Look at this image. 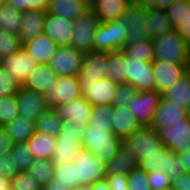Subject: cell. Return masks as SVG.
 <instances>
[{
    "instance_id": "1",
    "label": "cell",
    "mask_w": 190,
    "mask_h": 190,
    "mask_svg": "<svg viewBox=\"0 0 190 190\" xmlns=\"http://www.w3.org/2000/svg\"><path fill=\"white\" fill-rule=\"evenodd\" d=\"M82 148L88 149L103 163L111 161L119 148L122 139L112 132L108 126H89L82 130Z\"/></svg>"
},
{
    "instance_id": "2",
    "label": "cell",
    "mask_w": 190,
    "mask_h": 190,
    "mask_svg": "<svg viewBox=\"0 0 190 190\" xmlns=\"http://www.w3.org/2000/svg\"><path fill=\"white\" fill-rule=\"evenodd\" d=\"M154 60L174 63H189L185 40L176 29L154 37Z\"/></svg>"
},
{
    "instance_id": "3",
    "label": "cell",
    "mask_w": 190,
    "mask_h": 190,
    "mask_svg": "<svg viewBox=\"0 0 190 190\" xmlns=\"http://www.w3.org/2000/svg\"><path fill=\"white\" fill-rule=\"evenodd\" d=\"M127 28L118 20L100 22L93 41V52H118L126 45Z\"/></svg>"
},
{
    "instance_id": "4",
    "label": "cell",
    "mask_w": 190,
    "mask_h": 190,
    "mask_svg": "<svg viewBox=\"0 0 190 190\" xmlns=\"http://www.w3.org/2000/svg\"><path fill=\"white\" fill-rule=\"evenodd\" d=\"M82 130L63 121L61 133L56 137L55 150L51 161L54 165L73 162L74 156L82 149Z\"/></svg>"
},
{
    "instance_id": "5",
    "label": "cell",
    "mask_w": 190,
    "mask_h": 190,
    "mask_svg": "<svg viewBox=\"0 0 190 190\" xmlns=\"http://www.w3.org/2000/svg\"><path fill=\"white\" fill-rule=\"evenodd\" d=\"M138 168L145 172H164L168 174L171 181L185 173L178 155L164 145L157 149V152L146 155L145 158L138 163Z\"/></svg>"
},
{
    "instance_id": "6",
    "label": "cell",
    "mask_w": 190,
    "mask_h": 190,
    "mask_svg": "<svg viewBox=\"0 0 190 190\" xmlns=\"http://www.w3.org/2000/svg\"><path fill=\"white\" fill-rule=\"evenodd\" d=\"M122 144L139 163L146 155L157 152L163 144L158 131L153 126H142L122 140Z\"/></svg>"
},
{
    "instance_id": "7",
    "label": "cell",
    "mask_w": 190,
    "mask_h": 190,
    "mask_svg": "<svg viewBox=\"0 0 190 190\" xmlns=\"http://www.w3.org/2000/svg\"><path fill=\"white\" fill-rule=\"evenodd\" d=\"M146 10L141 8L134 0L126 7L118 21L127 28L126 44L141 42L144 39L153 40L154 36L146 24Z\"/></svg>"
},
{
    "instance_id": "8",
    "label": "cell",
    "mask_w": 190,
    "mask_h": 190,
    "mask_svg": "<svg viewBox=\"0 0 190 190\" xmlns=\"http://www.w3.org/2000/svg\"><path fill=\"white\" fill-rule=\"evenodd\" d=\"M71 46L86 54L93 52L94 34L100 25L96 13L89 8L74 21Z\"/></svg>"
},
{
    "instance_id": "9",
    "label": "cell",
    "mask_w": 190,
    "mask_h": 190,
    "mask_svg": "<svg viewBox=\"0 0 190 190\" xmlns=\"http://www.w3.org/2000/svg\"><path fill=\"white\" fill-rule=\"evenodd\" d=\"M74 166H77V187L92 185L106 178L105 163L98 160L88 149L82 148L74 156Z\"/></svg>"
},
{
    "instance_id": "10",
    "label": "cell",
    "mask_w": 190,
    "mask_h": 190,
    "mask_svg": "<svg viewBox=\"0 0 190 190\" xmlns=\"http://www.w3.org/2000/svg\"><path fill=\"white\" fill-rule=\"evenodd\" d=\"M49 107L69 103L82 96L79 76L58 77L49 92L42 93Z\"/></svg>"
},
{
    "instance_id": "11",
    "label": "cell",
    "mask_w": 190,
    "mask_h": 190,
    "mask_svg": "<svg viewBox=\"0 0 190 190\" xmlns=\"http://www.w3.org/2000/svg\"><path fill=\"white\" fill-rule=\"evenodd\" d=\"M126 83L136 88L137 92L155 90V78L152 62L140 61L125 55Z\"/></svg>"
},
{
    "instance_id": "12",
    "label": "cell",
    "mask_w": 190,
    "mask_h": 190,
    "mask_svg": "<svg viewBox=\"0 0 190 190\" xmlns=\"http://www.w3.org/2000/svg\"><path fill=\"white\" fill-rule=\"evenodd\" d=\"M83 56L84 53L71 45L58 46L48 64L57 77L78 76Z\"/></svg>"
},
{
    "instance_id": "13",
    "label": "cell",
    "mask_w": 190,
    "mask_h": 190,
    "mask_svg": "<svg viewBox=\"0 0 190 190\" xmlns=\"http://www.w3.org/2000/svg\"><path fill=\"white\" fill-rule=\"evenodd\" d=\"M155 90L163 94L171 89L190 70V63H174L161 60L152 62Z\"/></svg>"
},
{
    "instance_id": "14",
    "label": "cell",
    "mask_w": 190,
    "mask_h": 190,
    "mask_svg": "<svg viewBox=\"0 0 190 190\" xmlns=\"http://www.w3.org/2000/svg\"><path fill=\"white\" fill-rule=\"evenodd\" d=\"M162 99L157 90L137 92L131 103L130 111L135 115L137 122L142 126H152L156 109Z\"/></svg>"
},
{
    "instance_id": "15",
    "label": "cell",
    "mask_w": 190,
    "mask_h": 190,
    "mask_svg": "<svg viewBox=\"0 0 190 190\" xmlns=\"http://www.w3.org/2000/svg\"><path fill=\"white\" fill-rule=\"evenodd\" d=\"M19 116L35 122L50 107L41 92L20 86L16 93Z\"/></svg>"
},
{
    "instance_id": "16",
    "label": "cell",
    "mask_w": 190,
    "mask_h": 190,
    "mask_svg": "<svg viewBox=\"0 0 190 190\" xmlns=\"http://www.w3.org/2000/svg\"><path fill=\"white\" fill-rule=\"evenodd\" d=\"M162 144L170 148L175 154L190 152V118L183 120L173 127L157 129Z\"/></svg>"
},
{
    "instance_id": "17",
    "label": "cell",
    "mask_w": 190,
    "mask_h": 190,
    "mask_svg": "<svg viewBox=\"0 0 190 190\" xmlns=\"http://www.w3.org/2000/svg\"><path fill=\"white\" fill-rule=\"evenodd\" d=\"M54 108L63 121L68 120L70 125H75L80 130H84L89 124L93 111V105L83 96Z\"/></svg>"
},
{
    "instance_id": "18",
    "label": "cell",
    "mask_w": 190,
    "mask_h": 190,
    "mask_svg": "<svg viewBox=\"0 0 190 190\" xmlns=\"http://www.w3.org/2000/svg\"><path fill=\"white\" fill-rule=\"evenodd\" d=\"M82 96L91 105H112L118 84L108 78L80 81Z\"/></svg>"
},
{
    "instance_id": "19",
    "label": "cell",
    "mask_w": 190,
    "mask_h": 190,
    "mask_svg": "<svg viewBox=\"0 0 190 190\" xmlns=\"http://www.w3.org/2000/svg\"><path fill=\"white\" fill-rule=\"evenodd\" d=\"M38 63L23 48L14 54L4 57L1 66L13 76L19 86H24L26 80Z\"/></svg>"
},
{
    "instance_id": "20",
    "label": "cell",
    "mask_w": 190,
    "mask_h": 190,
    "mask_svg": "<svg viewBox=\"0 0 190 190\" xmlns=\"http://www.w3.org/2000/svg\"><path fill=\"white\" fill-rule=\"evenodd\" d=\"M188 118L187 108L162 96L156 109L152 126L157 130L161 127H173Z\"/></svg>"
},
{
    "instance_id": "21",
    "label": "cell",
    "mask_w": 190,
    "mask_h": 190,
    "mask_svg": "<svg viewBox=\"0 0 190 190\" xmlns=\"http://www.w3.org/2000/svg\"><path fill=\"white\" fill-rule=\"evenodd\" d=\"M74 23L72 20L48 13L45 17L44 33L58 46L71 45Z\"/></svg>"
},
{
    "instance_id": "22",
    "label": "cell",
    "mask_w": 190,
    "mask_h": 190,
    "mask_svg": "<svg viewBox=\"0 0 190 190\" xmlns=\"http://www.w3.org/2000/svg\"><path fill=\"white\" fill-rule=\"evenodd\" d=\"M107 65L108 52H91L84 54L78 75L80 81H98L102 78H108Z\"/></svg>"
},
{
    "instance_id": "23",
    "label": "cell",
    "mask_w": 190,
    "mask_h": 190,
    "mask_svg": "<svg viewBox=\"0 0 190 190\" xmlns=\"http://www.w3.org/2000/svg\"><path fill=\"white\" fill-rule=\"evenodd\" d=\"M47 10L34 9L23 12L18 37L22 45L44 33Z\"/></svg>"
},
{
    "instance_id": "24",
    "label": "cell",
    "mask_w": 190,
    "mask_h": 190,
    "mask_svg": "<svg viewBox=\"0 0 190 190\" xmlns=\"http://www.w3.org/2000/svg\"><path fill=\"white\" fill-rule=\"evenodd\" d=\"M166 12L173 29L184 39L190 37V0H175Z\"/></svg>"
},
{
    "instance_id": "25",
    "label": "cell",
    "mask_w": 190,
    "mask_h": 190,
    "mask_svg": "<svg viewBox=\"0 0 190 190\" xmlns=\"http://www.w3.org/2000/svg\"><path fill=\"white\" fill-rule=\"evenodd\" d=\"M112 116V132L122 140L141 127L129 106H113Z\"/></svg>"
},
{
    "instance_id": "26",
    "label": "cell",
    "mask_w": 190,
    "mask_h": 190,
    "mask_svg": "<svg viewBox=\"0 0 190 190\" xmlns=\"http://www.w3.org/2000/svg\"><path fill=\"white\" fill-rule=\"evenodd\" d=\"M57 47L58 45L45 33L23 44V49L31 54L38 64H48Z\"/></svg>"
},
{
    "instance_id": "27",
    "label": "cell",
    "mask_w": 190,
    "mask_h": 190,
    "mask_svg": "<svg viewBox=\"0 0 190 190\" xmlns=\"http://www.w3.org/2000/svg\"><path fill=\"white\" fill-rule=\"evenodd\" d=\"M132 0H96L89 8L97 15L100 22L120 19Z\"/></svg>"
},
{
    "instance_id": "28",
    "label": "cell",
    "mask_w": 190,
    "mask_h": 190,
    "mask_svg": "<svg viewBox=\"0 0 190 190\" xmlns=\"http://www.w3.org/2000/svg\"><path fill=\"white\" fill-rule=\"evenodd\" d=\"M88 9L85 0H50L47 12L74 21Z\"/></svg>"
},
{
    "instance_id": "29",
    "label": "cell",
    "mask_w": 190,
    "mask_h": 190,
    "mask_svg": "<svg viewBox=\"0 0 190 190\" xmlns=\"http://www.w3.org/2000/svg\"><path fill=\"white\" fill-rule=\"evenodd\" d=\"M57 78L55 71L49 64H38L29 75L24 87L33 89L36 92H49V88Z\"/></svg>"
},
{
    "instance_id": "30",
    "label": "cell",
    "mask_w": 190,
    "mask_h": 190,
    "mask_svg": "<svg viewBox=\"0 0 190 190\" xmlns=\"http://www.w3.org/2000/svg\"><path fill=\"white\" fill-rule=\"evenodd\" d=\"M106 176L129 175L130 172L138 168V163L132 153L122 145L114 158L105 164Z\"/></svg>"
},
{
    "instance_id": "31",
    "label": "cell",
    "mask_w": 190,
    "mask_h": 190,
    "mask_svg": "<svg viewBox=\"0 0 190 190\" xmlns=\"http://www.w3.org/2000/svg\"><path fill=\"white\" fill-rule=\"evenodd\" d=\"M55 143V136L35 132L27 141V146L34 159H51Z\"/></svg>"
},
{
    "instance_id": "32",
    "label": "cell",
    "mask_w": 190,
    "mask_h": 190,
    "mask_svg": "<svg viewBox=\"0 0 190 190\" xmlns=\"http://www.w3.org/2000/svg\"><path fill=\"white\" fill-rule=\"evenodd\" d=\"M62 126L63 120L55 108L50 107L35 121V132L57 137Z\"/></svg>"
},
{
    "instance_id": "33",
    "label": "cell",
    "mask_w": 190,
    "mask_h": 190,
    "mask_svg": "<svg viewBox=\"0 0 190 190\" xmlns=\"http://www.w3.org/2000/svg\"><path fill=\"white\" fill-rule=\"evenodd\" d=\"M5 127L14 143H27L35 133V122L21 116L15 118Z\"/></svg>"
},
{
    "instance_id": "34",
    "label": "cell",
    "mask_w": 190,
    "mask_h": 190,
    "mask_svg": "<svg viewBox=\"0 0 190 190\" xmlns=\"http://www.w3.org/2000/svg\"><path fill=\"white\" fill-rule=\"evenodd\" d=\"M146 14V24L154 37L163 35L173 29L166 10L154 8L146 10Z\"/></svg>"
},
{
    "instance_id": "35",
    "label": "cell",
    "mask_w": 190,
    "mask_h": 190,
    "mask_svg": "<svg viewBox=\"0 0 190 190\" xmlns=\"http://www.w3.org/2000/svg\"><path fill=\"white\" fill-rule=\"evenodd\" d=\"M162 96L188 108L190 102V70L171 89Z\"/></svg>"
},
{
    "instance_id": "36",
    "label": "cell",
    "mask_w": 190,
    "mask_h": 190,
    "mask_svg": "<svg viewBox=\"0 0 190 190\" xmlns=\"http://www.w3.org/2000/svg\"><path fill=\"white\" fill-rule=\"evenodd\" d=\"M22 16L23 12L13 8L12 6L3 4L0 7V29L11 35L18 36Z\"/></svg>"
},
{
    "instance_id": "37",
    "label": "cell",
    "mask_w": 190,
    "mask_h": 190,
    "mask_svg": "<svg viewBox=\"0 0 190 190\" xmlns=\"http://www.w3.org/2000/svg\"><path fill=\"white\" fill-rule=\"evenodd\" d=\"M108 79L117 84L126 83L125 53L123 51L108 53Z\"/></svg>"
},
{
    "instance_id": "38",
    "label": "cell",
    "mask_w": 190,
    "mask_h": 190,
    "mask_svg": "<svg viewBox=\"0 0 190 190\" xmlns=\"http://www.w3.org/2000/svg\"><path fill=\"white\" fill-rule=\"evenodd\" d=\"M48 183H61L70 190L77 188V166L73 162L54 165V177Z\"/></svg>"
},
{
    "instance_id": "39",
    "label": "cell",
    "mask_w": 190,
    "mask_h": 190,
    "mask_svg": "<svg viewBox=\"0 0 190 190\" xmlns=\"http://www.w3.org/2000/svg\"><path fill=\"white\" fill-rule=\"evenodd\" d=\"M28 172L43 188L54 177V164L51 159H34Z\"/></svg>"
},
{
    "instance_id": "40",
    "label": "cell",
    "mask_w": 190,
    "mask_h": 190,
    "mask_svg": "<svg viewBox=\"0 0 190 190\" xmlns=\"http://www.w3.org/2000/svg\"><path fill=\"white\" fill-rule=\"evenodd\" d=\"M126 57H133L140 59V61L153 62L154 61V47L153 41L144 39L141 42L126 44L122 50Z\"/></svg>"
},
{
    "instance_id": "41",
    "label": "cell",
    "mask_w": 190,
    "mask_h": 190,
    "mask_svg": "<svg viewBox=\"0 0 190 190\" xmlns=\"http://www.w3.org/2000/svg\"><path fill=\"white\" fill-rule=\"evenodd\" d=\"M18 116L16 94L0 97V125L6 126Z\"/></svg>"
},
{
    "instance_id": "42",
    "label": "cell",
    "mask_w": 190,
    "mask_h": 190,
    "mask_svg": "<svg viewBox=\"0 0 190 190\" xmlns=\"http://www.w3.org/2000/svg\"><path fill=\"white\" fill-rule=\"evenodd\" d=\"M10 154L14 157L15 166L20 171H28L34 158L28 149L27 143H14Z\"/></svg>"
},
{
    "instance_id": "43",
    "label": "cell",
    "mask_w": 190,
    "mask_h": 190,
    "mask_svg": "<svg viewBox=\"0 0 190 190\" xmlns=\"http://www.w3.org/2000/svg\"><path fill=\"white\" fill-rule=\"evenodd\" d=\"M112 105H93L89 126H108L112 129Z\"/></svg>"
},
{
    "instance_id": "44",
    "label": "cell",
    "mask_w": 190,
    "mask_h": 190,
    "mask_svg": "<svg viewBox=\"0 0 190 190\" xmlns=\"http://www.w3.org/2000/svg\"><path fill=\"white\" fill-rule=\"evenodd\" d=\"M23 48L20 39L16 35H11L0 29V54L7 57Z\"/></svg>"
},
{
    "instance_id": "45",
    "label": "cell",
    "mask_w": 190,
    "mask_h": 190,
    "mask_svg": "<svg viewBox=\"0 0 190 190\" xmlns=\"http://www.w3.org/2000/svg\"><path fill=\"white\" fill-rule=\"evenodd\" d=\"M13 190H43L40 184L30 175L28 171L19 172L11 180Z\"/></svg>"
},
{
    "instance_id": "46",
    "label": "cell",
    "mask_w": 190,
    "mask_h": 190,
    "mask_svg": "<svg viewBox=\"0 0 190 190\" xmlns=\"http://www.w3.org/2000/svg\"><path fill=\"white\" fill-rule=\"evenodd\" d=\"M136 93L137 90L132 85L127 83L118 84L112 106H129Z\"/></svg>"
},
{
    "instance_id": "47",
    "label": "cell",
    "mask_w": 190,
    "mask_h": 190,
    "mask_svg": "<svg viewBox=\"0 0 190 190\" xmlns=\"http://www.w3.org/2000/svg\"><path fill=\"white\" fill-rule=\"evenodd\" d=\"M3 2L21 12H26L34 9L47 10L50 0H3Z\"/></svg>"
},
{
    "instance_id": "48",
    "label": "cell",
    "mask_w": 190,
    "mask_h": 190,
    "mask_svg": "<svg viewBox=\"0 0 190 190\" xmlns=\"http://www.w3.org/2000/svg\"><path fill=\"white\" fill-rule=\"evenodd\" d=\"M129 190H152L148 183L147 172L137 168L127 176Z\"/></svg>"
},
{
    "instance_id": "49",
    "label": "cell",
    "mask_w": 190,
    "mask_h": 190,
    "mask_svg": "<svg viewBox=\"0 0 190 190\" xmlns=\"http://www.w3.org/2000/svg\"><path fill=\"white\" fill-rule=\"evenodd\" d=\"M19 88L13 76L0 66V97L16 94Z\"/></svg>"
},
{
    "instance_id": "50",
    "label": "cell",
    "mask_w": 190,
    "mask_h": 190,
    "mask_svg": "<svg viewBox=\"0 0 190 190\" xmlns=\"http://www.w3.org/2000/svg\"><path fill=\"white\" fill-rule=\"evenodd\" d=\"M148 183L152 190H170L171 180L168 174L161 171L147 172Z\"/></svg>"
},
{
    "instance_id": "51",
    "label": "cell",
    "mask_w": 190,
    "mask_h": 190,
    "mask_svg": "<svg viewBox=\"0 0 190 190\" xmlns=\"http://www.w3.org/2000/svg\"><path fill=\"white\" fill-rule=\"evenodd\" d=\"M19 172L16 166L14 157L11 154H5L0 157V175L12 180Z\"/></svg>"
},
{
    "instance_id": "52",
    "label": "cell",
    "mask_w": 190,
    "mask_h": 190,
    "mask_svg": "<svg viewBox=\"0 0 190 190\" xmlns=\"http://www.w3.org/2000/svg\"><path fill=\"white\" fill-rule=\"evenodd\" d=\"M144 10L162 9L166 10L175 0H134Z\"/></svg>"
},
{
    "instance_id": "53",
    "label": "cell",
    "mask_w": 190,
    "mask_h": 190,
    "mask_svg": "<svg viewBox=\"0 0 190 190\" xmlns=\"http://www.w3.org/2000/svg\"><path fill=\"white\" fill-rule=\"evenodd\" d=\"M14 142L8 134L7 128L0 125V157L10 154Z\"/></svg>"
},
{
    "instance_id": "54",
    "label": "cell",
    "mask_w": 190,
    "mask_h": 190,
    "mask_svg": "<svg viewBox=\"0 0 190 190\" xmlns=\"http://www.w3.org/2000/svg\"><path fill=\"white\" fill-rule=\"evenodd\" d=\"M110 190H129L127 175L106 176Z\"/></svg>"
},
{
    "instance_id": "55",
    "label": "cell",
    "mask_w": 190,
    "mask_h": 190,
    "mask_svg": "<svg viewBox=\"0 0 190 190\" xmlns=\"http://www.w3.org/2000/svg\"><path fill=\"white\" fill-rule=\"evenodd\" d=\"M170 190H190V172H185L173 180Z\"/></svg>"
},
{
    "instance_id": "56",
    "label": "cell",
    "mask_w": 190,
    "mask_h": 190,
    "mask_svg": "<svg viewBox=\"0 0 190 190\" xmlns=\"http://www.w3.org/2000/svg\"><path fill=\"white\" fill-rule=\"evenodd\" d=\"M177 155L184 171L190 172V152H184Z\"/></svg>"
},
{
    "instance_id": "57",
    "label": "cell",
    "mask_w": 190,
    "mask_h": 190,
    "mask_svg": "<svg viewBox=\"0 0 190 190\" xmlns=\"http://www.w3.org/2000/svg\"><path fill=\"white\" fill-rule=\"evenodd\" d=\"M91 187L92 190H110L106 178L93 183Z\"/></svg>"
},
{
    "instance_id": "58",
    "label": "cell",
    "mask_w": 190,
    "mask_h": 190,
    "mask_svg": "<svg viewBox=\"0 0 190 190\" xmlns=\"http://www.w3.org/2000/svg\"><path fill=\"white\" fill-rule=\"evenodd\" d=\"M43 190H70L69 187L62 185L61 183H47Z\"/></svg>"
},
{
    "instance_id": "59",
    "label": "cell",
    "mask_w": 190,
    "mask_h": 190,
    "mask_svg": "<svg viewBox=\"0 0 190 190\" xmlns=\"http://www.w3.org/2000/svg\"><path fill=\"white\" fill-rule=\"evenodd\" d=\"M11 180L0 175V190H10Z\"/></svg>"
},
{
    "instance_id": "60",
    "label": "cell",
    "mask_w": 190,
    "mask_h": 190,
    "mask_svg": "<svg viewBox=\"0 0 190 190\" xmlns=\"http://www.w3.org/2000/svg\"><path fill=\"white\" fill-rule=\"evenodd\" d=\"M185 43H186V48H187V56H188L189 63H190V37L185 40Z\"/></svg>"
},
{
    "instance_id": "61",
    "label": "cell",
    "mask_w": 190,
    "mask_h": 190,
    "mask_svg": "<svg viewBox=\"0 0 190 190\" xmlns=\"http://www.w3.org/2000/svg\"><path fill=\"white\" fill-rule=\"evenodd\" d=\"M75 190H92L91 185H80Z\"/></svg>"
},
{
    "instance_id": "62",
    "label": "cell",
    "mask_w": 190,
    "mask_h": 190,
    "mask_svg": "<svg viewBox=\"0 0 190 190\" xmlns=\"http://www.w3.org/2000/svg\"><path fill=\"white\" fill-rule=\"evenodd\" d=\"M90 7L96 0H85Z\"/></svg>"
},
{
    "instance_id": "63",
    "label": "cell",
    "mask_w": 190,
    "mask_h": 190,
    "mask_svg": "<svg viewBox=\"0 0 190 190\" xmlns=\"http://www.w3.org/2000/svg\"><path fill=\"white\" fill-rule=\"evenodd\" d=\"M187 114H188V117L190 118V102H189V105H188V108H187Z\"/></svg>"
},
{
    "instance_id": "64",
    "label": "cell",
    "mask_w": 190,
    "mask_h": 190,
    "mask_svg": "<svg viewBox=\"0 0 190 190\" xmlns=\"http://www.w3.org/2000/svg\"><path fill=\"white\" fill-rule=\"evenodd\" d=\"M4 58L2 57V55L0 54V66H1V63H2V60H3Z\"/></svg>"
},
{
    "instance_id": "65",
    "label": "cell",
    "mask_w": 190,
    "mask_h": 190,
    "mask_svg": "<svg viewBox=\"0 0 190 190\" xmlns=\"http://www.w3.org/2000/svg\"><path fill=\"white\" fill-rule=\"evenodd\" d=\"M4 4L3 0H0V7Z\"/></svg>"
}]
</instances>
